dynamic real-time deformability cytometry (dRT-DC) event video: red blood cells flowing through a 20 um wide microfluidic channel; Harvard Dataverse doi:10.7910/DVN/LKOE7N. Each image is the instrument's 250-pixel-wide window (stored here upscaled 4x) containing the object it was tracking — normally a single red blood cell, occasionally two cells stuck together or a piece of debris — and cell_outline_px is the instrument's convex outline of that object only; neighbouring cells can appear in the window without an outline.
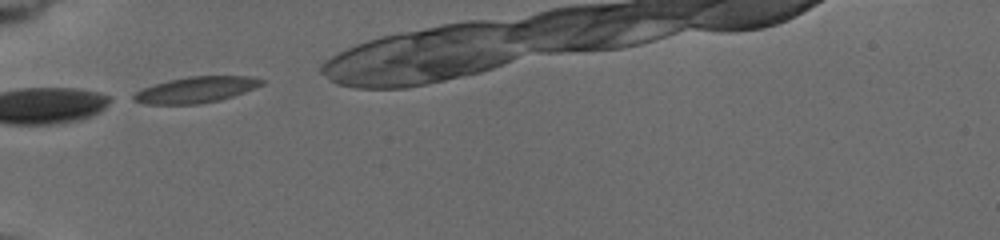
{"species": "common noctule bat (a hibernating species)", "species_latin": "Nyctalus noctula", "temperature_condition": "cold", "stored_images_in_passage": 3, "camera_frame_rate_fps": 3000, "um_per_image_px": 0.085, "animal": {"sex": "female", "body_mass_g": 19.5, "forearm_length_mm": 54.1}, "frame": {"image": 1, "passage_image": 1, "time_ms": 0.0, "image_size_px": [1000, 240], "cell_outline_px": [[264, 80], [260, 84], [252, 88], [232, 96], [220, 100], [196, 104], [148, 104], [132, 100], [132, 96], [136, 92], [144, 88], [168, 80], [188, 76], [248, 76]], "centroid_in_image_um": [16.6, 7.63], "position_along_channel_um": 68.4, "area_um2": 18.96}}